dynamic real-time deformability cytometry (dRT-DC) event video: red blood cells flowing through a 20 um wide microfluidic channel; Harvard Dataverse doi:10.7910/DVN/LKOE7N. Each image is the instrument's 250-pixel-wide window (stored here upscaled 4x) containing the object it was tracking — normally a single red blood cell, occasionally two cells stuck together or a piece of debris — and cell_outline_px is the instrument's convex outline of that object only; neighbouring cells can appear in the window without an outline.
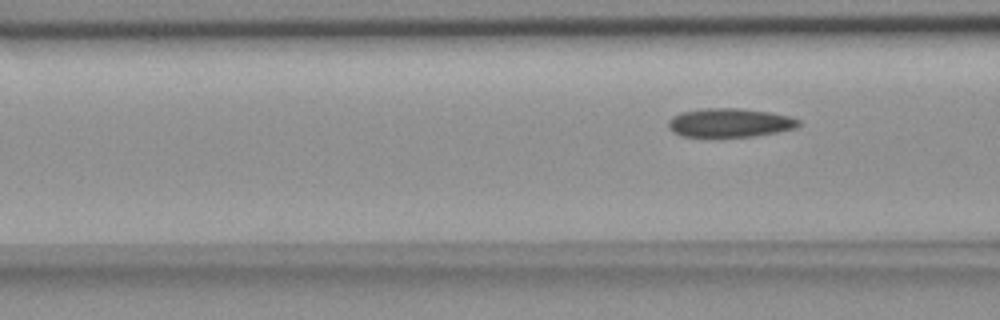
{"species": "common noctule bat (a hibernating species)", "species_latin": "Nyctalus noctula", "temperature_condition": "room temperature", "stored_images_in_passage": 8, "segment_of_instrument_passage": [2, 2], "camera_frame_rate_fps": 3000, "um_per_image_px": 0.085, "animal": {"sex": "female", "body_mass_g": 18.4}, "frame": {"image": 1, "passage_image": 8, "time_ms": 9.0, "image_size_px": [1000, 320], "cell_outline_px": [[800, 124], [796, 128], [776, 132], [752, 136], [680, 136], [672, 132], [668, 128], [668, 120], [672, 116], [680, 112], [704, 108], [740, 108], [768, 112], [788, 116], [800, 120]], "centroid_in_image_um": [61.98, 10.42], "position_along_channel_um": 104.6, "area_um2": 21.79}}